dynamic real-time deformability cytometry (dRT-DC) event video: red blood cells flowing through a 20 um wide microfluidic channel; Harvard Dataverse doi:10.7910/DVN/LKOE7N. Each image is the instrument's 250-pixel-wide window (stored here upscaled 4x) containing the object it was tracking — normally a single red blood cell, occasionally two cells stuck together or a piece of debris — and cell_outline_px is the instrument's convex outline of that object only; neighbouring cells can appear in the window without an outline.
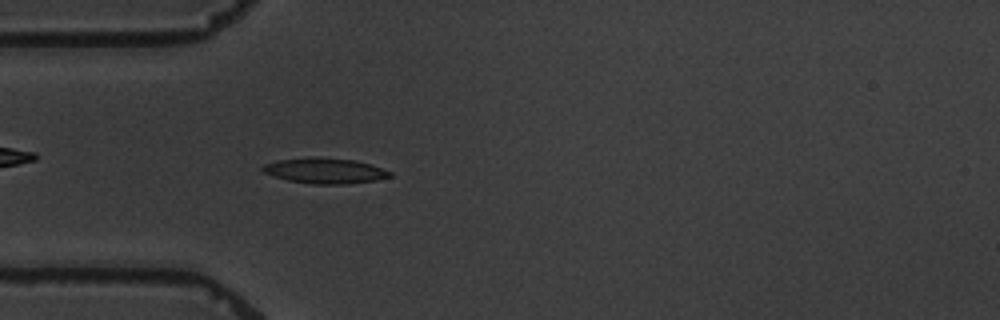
{"species": "common noctule bat (a hibernating species)", "species_latin": "Nyctalus noctula", "temperature_condition": "warm", "stored_images_in_passage": 4, "camera_frame_rate_fps": 3000, "um_per_image_px": 0.085, "animal": {"sex": "male", "body_mass_g": 19.5, "forearm_length_mm": 54.6}, "frame": {"image": 1, "passage_image": 4, "time_ms": 3.333, "image_size_px": [1000, 320], "cell_outline_px": [[392, 176], [376, 180], [348, 184], [312, 184], [288, 180], [264, 172], [260, 168], [264, 164], [280, 160], [320, 156], [356, 160], [392, 172]], "centroid_in_image_um": [27.63, 14.51], "position_along_channel_um": 57.4, "area_um2": 18.79}}